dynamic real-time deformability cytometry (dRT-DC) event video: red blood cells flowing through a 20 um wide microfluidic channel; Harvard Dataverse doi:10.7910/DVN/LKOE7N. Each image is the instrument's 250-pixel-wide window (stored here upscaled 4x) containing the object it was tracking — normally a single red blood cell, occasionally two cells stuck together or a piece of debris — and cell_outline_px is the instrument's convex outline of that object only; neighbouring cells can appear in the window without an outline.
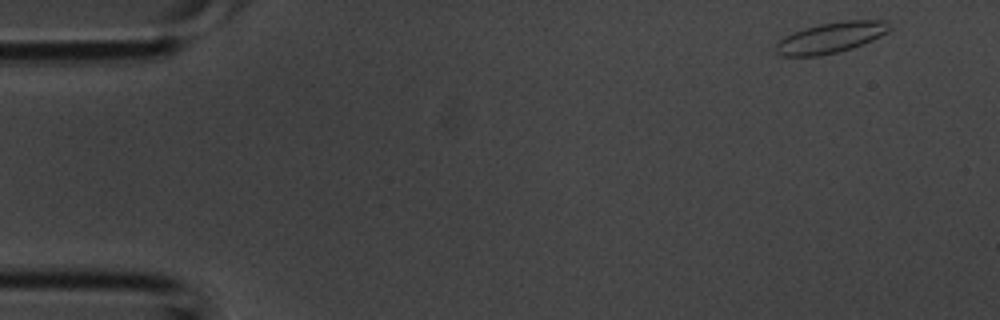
{"species": "common noctule bat (a hibernating species)", "species_latin": "Nyctalus noctula", "temperature_condition": "room temperature", "stored_images_in_passage": 4, "camera_frame_rate_fps": 3000, "um_per_image_px": 0.085, "animal": {"sex": "male", "body_mass_g": 20.1, "forearm_length_mm": 53.5}, "frame": {"image": 1, "passage_image": 1, "time_ms": 0.0, "image_size_px": [1000, 320], "cell_outline_px": [[892, 28], [888, 32], [872, 40], [852, 48], [836, 52], [816, 56], [780, 56], [776, 52], [776, 44], [784, 36], [792, 32], [804, 28], [820, 24], [844, 20], [892, 20]], "centroid_in_image_um": [70.67, 3.18], "position_along_channel_um": 14.3, "area_um2": 20.46}}